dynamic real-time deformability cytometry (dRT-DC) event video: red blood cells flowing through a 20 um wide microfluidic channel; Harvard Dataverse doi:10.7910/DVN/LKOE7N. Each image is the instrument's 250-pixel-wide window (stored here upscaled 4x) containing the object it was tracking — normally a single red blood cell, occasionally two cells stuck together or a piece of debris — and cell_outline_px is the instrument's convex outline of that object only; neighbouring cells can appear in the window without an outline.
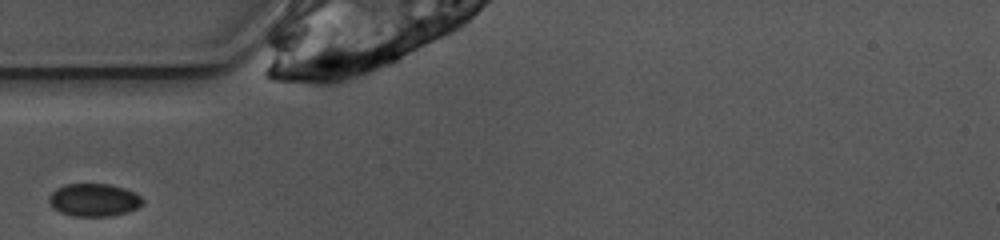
{"species": "common noctule bat (a hibernating species)", "species_latin": "Nyctalus noctula", "temperature_condition": "warm", "stored_images_in_passage": 21, "camera_frame_rate_fps": 3000, "um_per_image_px": 0.085, "animal": {"sex": "female", "body_mass_g": 10.0, "forearm_length_mm": 53.1}, "frame": {"image": 1, "passage_image": 1, "time_ms": 0.0, "image_size_px": [1000, 240], "cell_outline_px": [[144, 204], [136, 208], [112, 216], [72, 216], [60, 212], [52, 208], [48, 200], [48, 196], [56, 188], [64, 184], [108, 184], [124, 188], [140, 196], [144, 200]], "centroid_in_image_um": [7.94, 16.99], "position_along_channel_um": 77.1, "area_um2": 17.92}}